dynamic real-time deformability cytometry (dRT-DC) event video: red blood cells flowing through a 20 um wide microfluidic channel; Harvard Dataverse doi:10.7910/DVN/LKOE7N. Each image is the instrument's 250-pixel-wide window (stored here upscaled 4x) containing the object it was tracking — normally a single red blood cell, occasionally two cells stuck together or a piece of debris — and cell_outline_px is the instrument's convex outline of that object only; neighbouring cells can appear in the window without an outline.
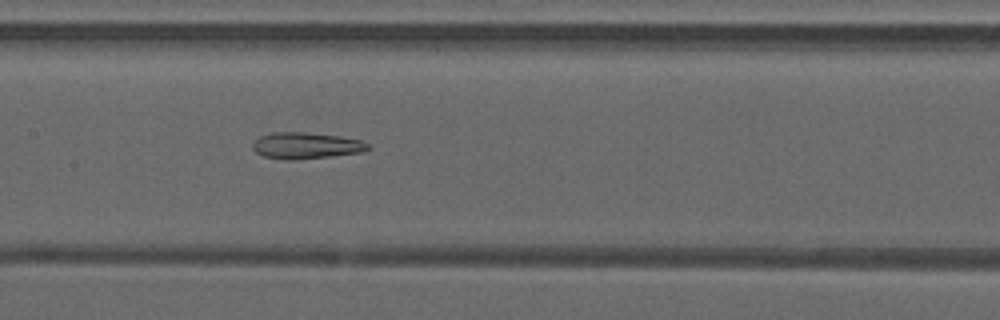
{"species": "common noctule bat (a hibernating species)", "species_latin": "Nyctalus noctula", "temperature_condition": "warm", "stored_images_in_passage": 40, "camera_frame_rate_fps": 3000, "um_per_image_px": 0.085, "animal": {"sex": "male", "forearm_length_mm": 52.5}, "frame": {"image": 1, "passage_image": 16, "time_ms": 5.0, "image_size_px": [1000, 320], "cell_outline_px": [[372, 148], [364, 152], [292, 160], [284, 160], [264, 156], [256, 152], [252, 148], [252, 144], [260, 136], [272, 132], [304, 132], [340, 136], [360, 140], [368, 144]], "centroid_in_image_um": [26.01, 12.37], "position_along_channel_um": 181.4, "area_um2": 17.69}}
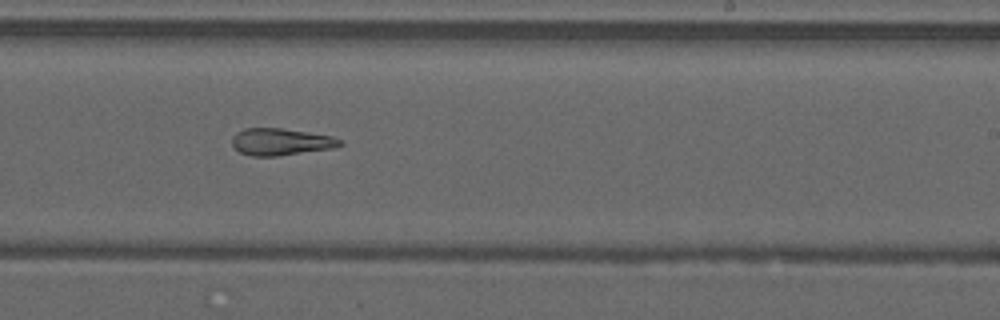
{"frame": {"image": 2, "passage_image": 22, "time_ms": 7.0, "image_size_px": [1000, 320], "cell_outline_px": [[344, 144], [332, 148], [276, 156], [252, 156], [240, 152], [232, 144], [232, 136], [236, 132], [244, 128], [280, 128], [308, 132], [332, 136], [340, 140]], "centroid_in_image_um": [23.84, 12.04], "position_along_channel_um": 265.2, "area_um2": 16.82}}
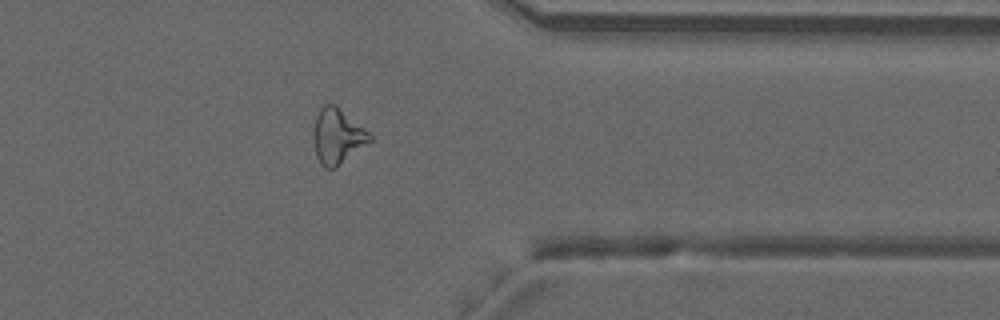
{"frame": {"image": 3, "passage_image": 31, "time_ms": 10.0, "image_size_px": [1000, 320], "cell_outline_px": [[372, 140], [336, 168], [324, 168], [320, 164], [316, 156], [316, 112], [324, 104], [336, 104], [364, 128], [372, 136]], "centroid_in_image_um": [28.71, 11.58], "position_along_channel_um": 382.7, "area_um2": 17.69}, "authors_computed_cell_mechanics": {"area_um2": 18.5827, "velocity_mm_per_s": 4.211, "shape_relaxation_time_tau1_ms": null, "shape_relaxation_time_tau2_ms": 6.1066, "deformation_change_tau1": null, "deformation_change_tau2": 0.1907}}